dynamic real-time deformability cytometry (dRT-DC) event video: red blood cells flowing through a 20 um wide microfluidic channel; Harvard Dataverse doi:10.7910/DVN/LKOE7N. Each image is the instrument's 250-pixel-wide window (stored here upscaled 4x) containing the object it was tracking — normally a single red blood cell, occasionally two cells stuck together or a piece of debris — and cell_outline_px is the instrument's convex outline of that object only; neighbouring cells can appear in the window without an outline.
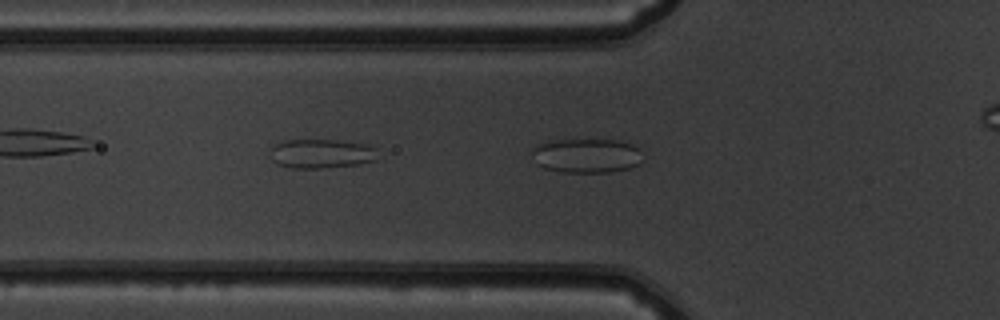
{"species": "common noctule bat (a hibernating species)", "species_latin": "Nyctalus noctula", "temperature_condition": "warm", "stored_images_in_passage": 35, "camera_frame_rate_fps": 3000, "um_per_image_px": 0.085, "animal": {"sex": "male", "body_mass_g": 19.5, "forearm_length_mm": 54.6}, "frame": {"image": 1, "passage_image": 6, "time_ms": 1.667, "image_size_px": [1000, 320], "cell_outline_px": [[644, 160], [640, 164], [632, 168], [608, 172], [560, 172], [544, 168], [536, 164], [532, 152], [532, 148], [536, 144], [548, 140], [616, 140], [628, 144], [636, 148]], "centroid_in_image_um": [49.81, 13.24], "position_along_channel_um": 76.0, "area_um2": 22.25}}
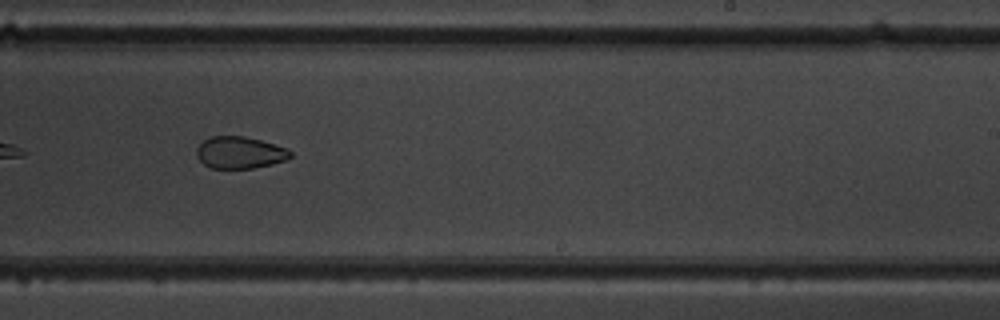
{"frame": {"image": 2, "passage_image": 21, "time_ms": 6.667, "image_size_px": [1000, 320], "cell_outline_px": [[292, 156], [288, 160], [272, 164], [252, 168], [212, 168], [204, 164], [196, 156], [196, 148], [204, 140], [212, 136], [244, 136], [260, 140], [288, 148], [292, 152]], "centroid_in_image_um": [20.41, 12.97], "position_along_channel_um": 268.6, "area_um2": 17.51}}
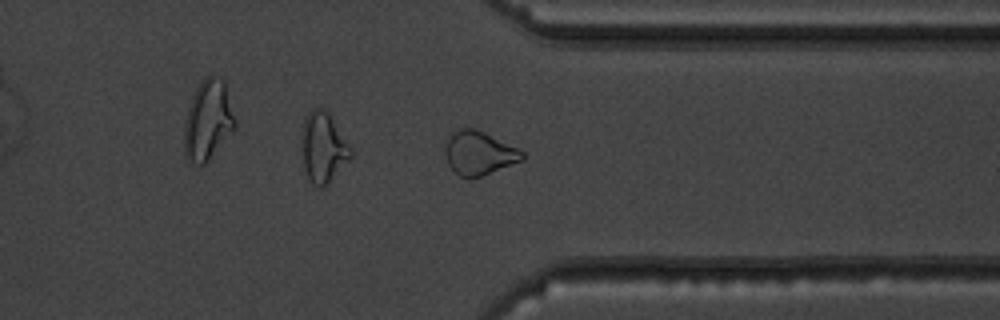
{"frame": {"image": 3, "passage_image": 29, "time_ms": 9.333, "image_size_px": [1000, 320], "cell_outline_px": [[524, 160], [480, 176], [468, 180], [460, 176], [448, 164], [444, 152], [444, 148], [448, 132], [460, 128], [472, 128], [484, 132], [520, 148], [524, 152]], "centroid_in_image_um": [40.69, 12.99], "position_along_channel_um": 370.7, "area_um2": 20.0}, "authors_computed_cell_mechanics": {"area_um2": 19.5942, "velocity_mm_per_s": 3.8525, "shape_relaxation_time_tau1_ms": null, "shape_relaxation_time_tau2_ms": 5.3659, "deformation_change_tau1": null, "deformation_change_tau2": 0.0907}}